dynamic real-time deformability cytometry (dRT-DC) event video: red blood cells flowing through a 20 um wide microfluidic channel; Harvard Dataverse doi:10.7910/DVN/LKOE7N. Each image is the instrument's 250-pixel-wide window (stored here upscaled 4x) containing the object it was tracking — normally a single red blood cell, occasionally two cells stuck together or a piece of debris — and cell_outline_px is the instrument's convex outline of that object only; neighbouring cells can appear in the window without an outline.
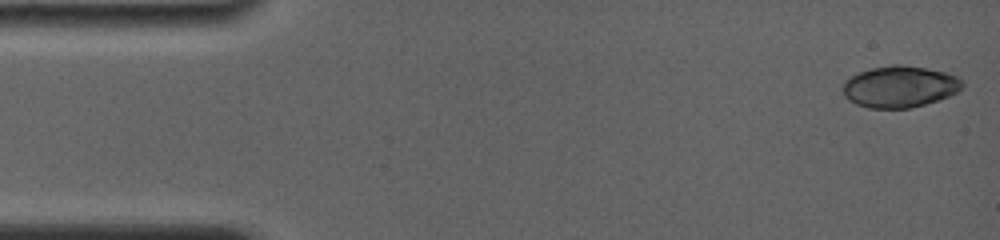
{"species": "common noctule bat (a hibernating species)", "species_latin": "Nyctalus noctula", "temperature_condition": "room temperature", "stored_images_in_passage": 12, "camera_frame_rate_fps": 4000, "um_per_image_px": 0.085, "animal": {"sex": "female", "body_mass_g": 19.0, "forearm_length_mm": 56.7}, "frame": {"image": 1, "passage_image": 1, "time_ms": 0.0, "image_size_px": [1000, 240], "cell_outline_px": [[964, 84], [956, 92], [948, 96], [912, 108], [868, 108], [856, 104], [848, 100], [844, 96], [844, 80], [860, 72], [872, 68], [892, 64], [900, 64], [948, 72], [960, 76]], "centroid_in_image_um": [76.49, 7.36], "position_along_channel_um": 8.5, "area_um2": 28.9}}
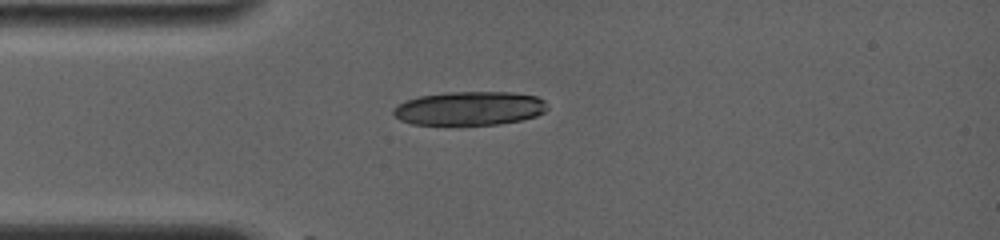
{"frame": {"image": 2, "passage_image": 7, "time_ms": 3.75, "image_size_px": [1000, 240], "cell_outline_px": [[548, 108], [544, 112], [536, 116], [520, 120], [500, 124], [412, 124], [400, 120], [392, 112], [392, 108], [396, 104], [420, 96], [444, 92], [512, 92], [536, 96], [544, 100]], "centroid_in_image_um": [39.91, 9.2], "position_along_channel_um": 45.1, "area_um2": 30.29}}